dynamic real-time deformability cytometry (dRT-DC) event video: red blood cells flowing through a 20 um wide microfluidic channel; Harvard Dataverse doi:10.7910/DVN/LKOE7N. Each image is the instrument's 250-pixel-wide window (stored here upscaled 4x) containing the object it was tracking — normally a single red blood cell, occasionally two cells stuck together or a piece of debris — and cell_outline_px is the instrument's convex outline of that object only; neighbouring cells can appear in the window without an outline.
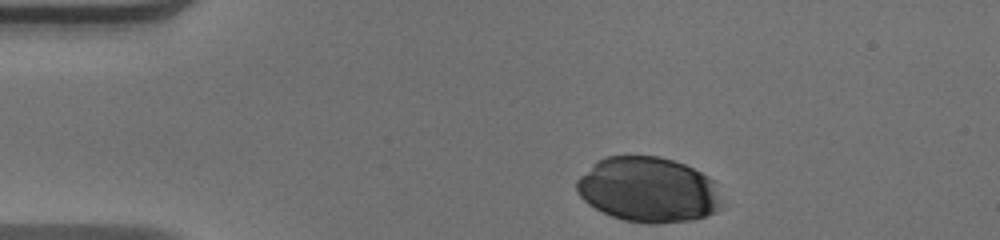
{"species": "human", "species_latin": "Homo sapiens", "temperature_condition": "warm", "stored_images_in_passage": 33, "camera_frame_rate_fps": 3000, "um_per_image_px": 0.085, "donor": {"sex": "male"}, "frame": {"image": 1, "passage_image": 1, "time_ms": 0.0, "image_size_px": [1000, 240], "cell_outline_px": [[724, 208], [716, 212], [692, 220], [656, 224], [648, 224], [624, 220], [612, 216], [588, 204], [576, 192], [576, 180], [596, 160], [604, 156], [660, 156], [684, 164], [708, 176], [712, 180]], "centroid_in_image_um": [55.09, 16.13], "position_along_channel_um": 29.9, "area_um2": 55.26}}
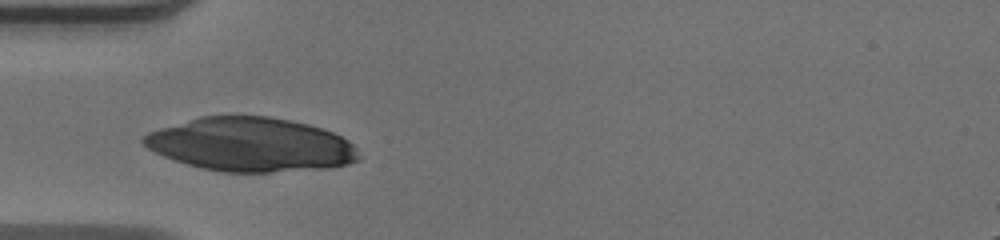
{"frame": {"image": 2, "passage_image": 8, "time_ms": 2.333, "image_size_px": [1000, 240], "cell_outline_px": [[360, 160], [348, 164], [332, 168], [272, 172], [224, 172], [200, 168], [164, 156], [148, 148], [140, 140], [148, 132], [160, 128], [200, 116], [268, 116], [292, 120], [308, 124], [332, 132], [348, 140], [356, 148], [360, 156]], "centroid_in_image_um": [21.34, 12.29], "position_along_channel_um": 63.7, "area_um2": 67.51}}